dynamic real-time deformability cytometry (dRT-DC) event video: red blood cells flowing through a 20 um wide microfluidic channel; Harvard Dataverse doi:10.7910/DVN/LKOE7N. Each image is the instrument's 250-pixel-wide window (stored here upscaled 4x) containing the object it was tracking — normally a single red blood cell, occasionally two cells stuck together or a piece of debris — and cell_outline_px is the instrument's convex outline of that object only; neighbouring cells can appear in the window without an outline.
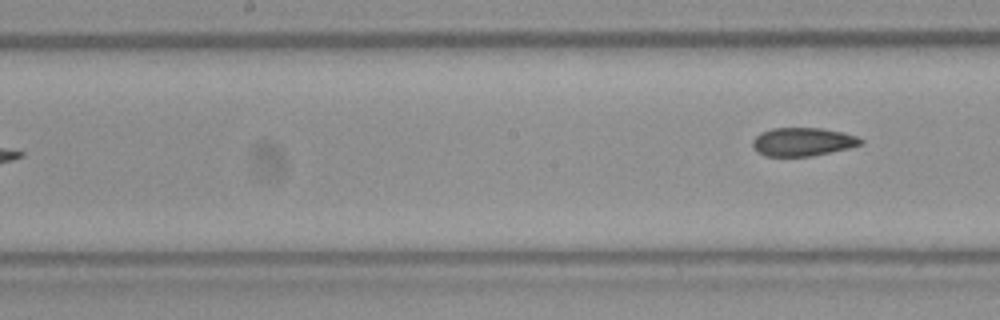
{"species": "Egyptian fruit bat (a non-hibernating species)", "species_latin": "Rousettus aegyptiacus", "temperature_condition": "room temperature", "stored_images_in_passage": 8, "segment_of_instrument_passage": [2, 2], "camera_frame_rate_fps": 3000, "um_per_image_px": 0.085, "frame": {"image": 1, "passage_image": 8, "time_ms": 2.333, "image_size_px": [1000, 320], "cell_outline_px": [[864, 144], [832, 152], [812, 156], [764, 156], [756, 152], [752, 148], [752, 140], [760, 132], [772, 128], [824, 128], [844, 132], [856, 136], [864, 140]], "centroid_in_image_um": [68.22, 12.05], "position_along_channel_um": 180.0, "area_um2": 18.21}}